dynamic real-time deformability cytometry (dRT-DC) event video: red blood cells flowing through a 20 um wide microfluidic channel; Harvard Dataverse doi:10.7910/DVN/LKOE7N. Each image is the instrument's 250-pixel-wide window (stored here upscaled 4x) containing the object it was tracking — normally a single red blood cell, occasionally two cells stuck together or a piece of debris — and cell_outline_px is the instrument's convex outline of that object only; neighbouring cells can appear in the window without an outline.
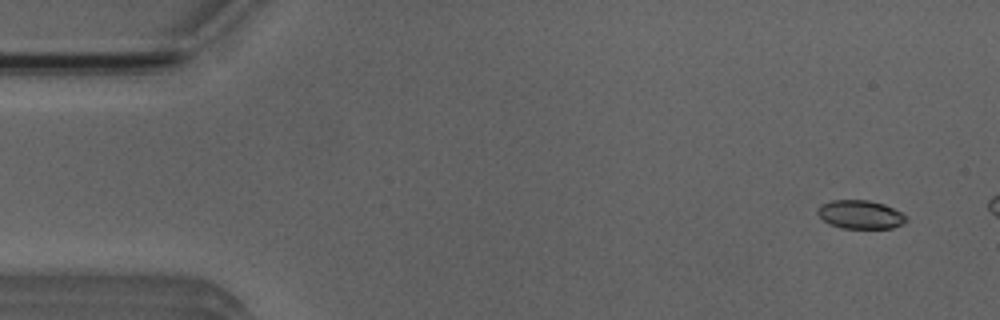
{"species": "Egyptian fruit bat (a non-hibernating species)", "species_latin": "Rousettus aegyptiacus", "temperature_condition": "room temperature", "stored_images_in_passage": 4, "camera_frame_rate_fps": 3000, "um_per_image_px": 0.085, "animal": {"sex": "male"}, "frame": {"image": 1, "passage_image": 1, "time_ms": 0.0, "image_size_px": [1000, 320], "cell_outline_px": [[908, 220], [904, 224], [892, 228], [840, 228], [828, 224], [816, 212], [816, 208], [820, 204], [832, 200], [868, 200], [884, 204], [908, 216]], "centroid_in_image_um": [73.12, 18.24], "position_along_channel_um": 11.9, "area_um2": 14.91}}